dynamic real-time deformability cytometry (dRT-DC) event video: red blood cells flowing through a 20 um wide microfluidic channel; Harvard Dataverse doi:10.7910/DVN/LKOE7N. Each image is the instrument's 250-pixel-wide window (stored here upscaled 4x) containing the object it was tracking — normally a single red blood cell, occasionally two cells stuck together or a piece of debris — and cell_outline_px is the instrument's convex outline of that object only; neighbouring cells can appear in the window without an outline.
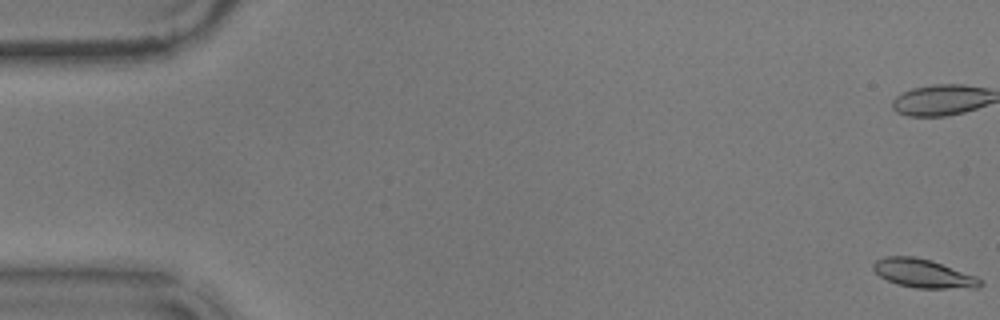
{"species": "common noctule bat (a hibernating species)", "species_latin": "Nyctalus noctula", "temperature_condition": "warm", "stored_images_in_passage": 57, "camera_frame_rate_fps": 3000, "um_per_image_px": 0.085, "animal": {"sex": "male", "body_mass_g": 17.9}, "frame": {"image": 1, "passage_image": 1, "time_ms": 0.0, "image_size_px": [1000, 320], "cell_outline_px": [[984, 284], [976, 288], [916, 288], [896, 284], [880, 276], [872, 268], [872, 264], [876, 260], [888, 256], [912, 256], [932, 260], [976, 276]], "centroid_in_image_um": [78.48, 23.24], "position_along_channel_um": 6.5, "area_um2": 17.8}}